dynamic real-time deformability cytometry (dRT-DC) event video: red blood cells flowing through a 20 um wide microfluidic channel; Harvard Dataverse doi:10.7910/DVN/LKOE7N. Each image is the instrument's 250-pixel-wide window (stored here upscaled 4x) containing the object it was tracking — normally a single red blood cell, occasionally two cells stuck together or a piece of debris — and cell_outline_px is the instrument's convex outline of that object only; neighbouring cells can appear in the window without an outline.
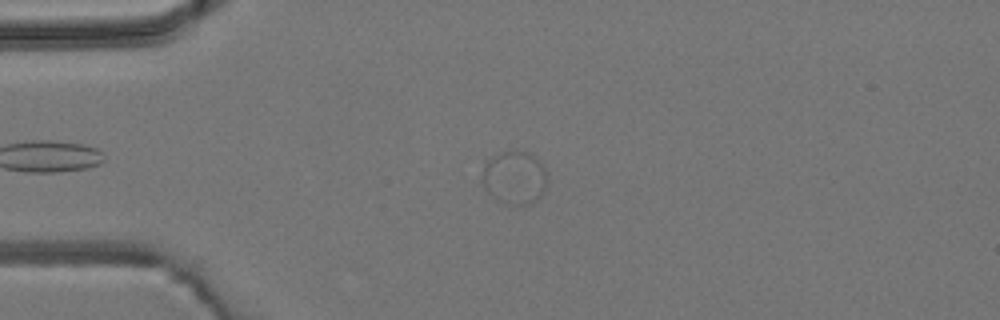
{"species": "common noctule bat (a hibernating species)", "species_latin": "Nyctalus noctula", "temperature_condition": "room temperature", "stored_images_in_passage": 4, "camera_frame_rate_fps": 3000, "um_per_image_px": 0.085, "animal": {"sex": "male", "body_mass_g": 19.2, "forearm_length_mm": 51.8}, "frame": {"image": 1, "passage_image": 4, "time_ms": 3.333, "image_size_px": [1000, 320], "cell_outline_px": [[548, 184], [544, 192], [532, 204], [504, 204], [496, 200], [488, 192], [480, 180], [480, 176], [484, 164], [492, 156], [500, 152], [528, 152], [536, 156], [548, 172]], "centroid_in_image_um": [43.75, 15.11], "position_along_channel_um": 41.3, "area_um2": 20.69}}